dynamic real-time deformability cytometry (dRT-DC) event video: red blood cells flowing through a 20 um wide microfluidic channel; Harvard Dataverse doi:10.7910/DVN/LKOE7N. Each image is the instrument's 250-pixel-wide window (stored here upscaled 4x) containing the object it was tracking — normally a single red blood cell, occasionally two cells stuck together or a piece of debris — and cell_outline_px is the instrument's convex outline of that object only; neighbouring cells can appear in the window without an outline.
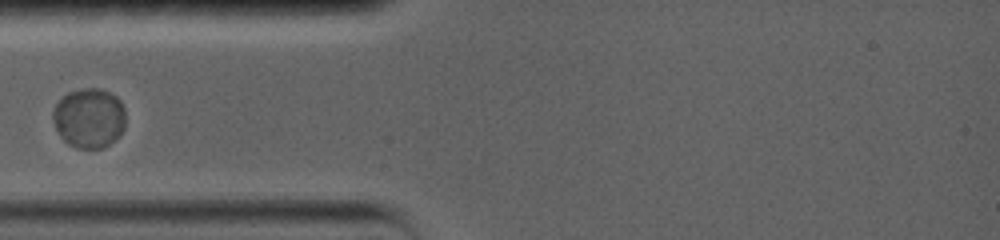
{"species": "common noctule bat (a hibernating species)", "species_latin": "Nyctalus noctula", "temperature_condition": "warm", "stored_images_in_passage": 20, "camera_frame_rate_fps": 5000, "um_per_image_px": 0.085, "animal": {"sex": "female", "body_mass_g": 19.0, "forearm_length_mm": 56.7}, "frame": {"image": 1, "passage_image": 1, "time_ms": 0.0, "image_size_px": [1000, 240], "cell_outline_px": [[124, 128], [120, 136], [108, 144], [100, 148], [76, 148], [68, 144], [60, 136], [52, 120], [52, 112], [56, 104], [68, 92], [84, 88], [100, 88], [116, 96], [120, 100], [124, 108]], "centroid_in_image_um": [7.57, 10.03], "position_along_channel_um": 77.4, "area_um2": 25.32}}
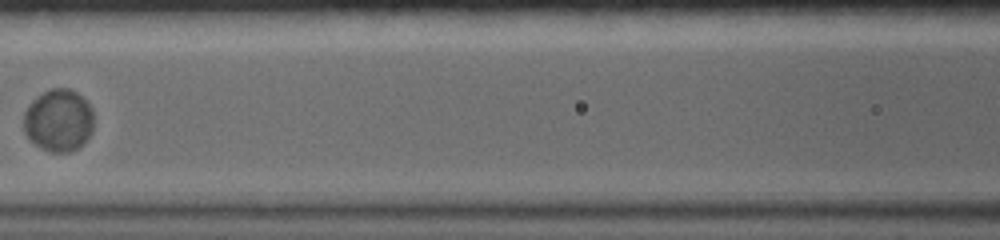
{"frame": {"image": 2, "passage_image": 4, "time_ms": 2.4, "image_size_px": [1000, 240], "cell_outline_px": [[92, 132], [88, 140], [84, 144], [72, 152], [48, 152], [36, 144], [24, 132], [24, 112], [32, 100], [44, 92], [52, 88], [68, 88], [76, 92], [92, 108]], "centroid_in_image_um": [4.99, 10.25], "position_along_channel_um": 161.6, "area_um2": 25.43}}
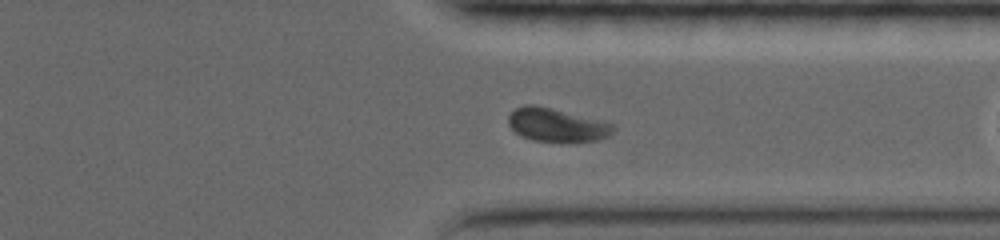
{"frame": {"image": 3, "passage_image": 12, "time_ms": 7.0, "image_size_px": [1000, 240], "cell_outline_px": [[616, 128], [608, 136], [600, 140], [532, 140], [520, 136], [508, 124], [508, 116], [516, 108], [524, 104], [532, 104], [552, 108], [604, 120], [612, 124]], "centroid_in_image_um": [47.32, 10.59], "position_along_channel_um": 364.1, "area_um2": 20.17}}